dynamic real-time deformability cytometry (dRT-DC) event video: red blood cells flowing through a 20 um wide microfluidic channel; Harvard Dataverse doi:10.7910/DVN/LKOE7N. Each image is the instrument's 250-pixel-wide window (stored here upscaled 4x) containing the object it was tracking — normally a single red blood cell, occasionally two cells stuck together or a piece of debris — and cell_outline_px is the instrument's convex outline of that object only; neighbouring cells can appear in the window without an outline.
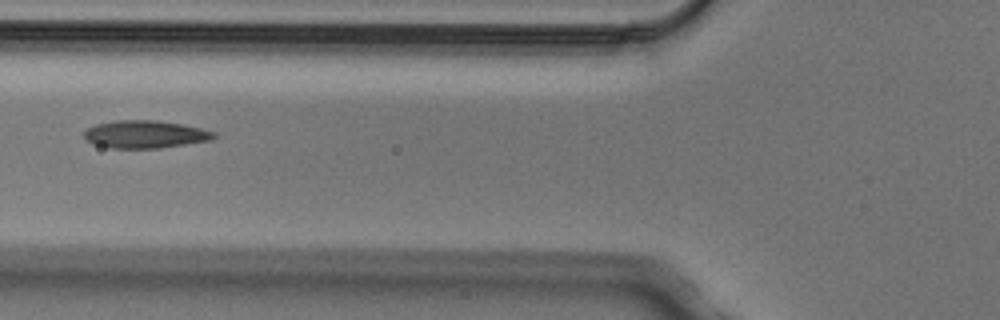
{"species": "Egyptian fruit bat (a non-hibernating species)", "species_latin": "Rousettus aegyptiacus", "temperature_condition": "cold", "stored_images_in_passage": 5, "camera_frame_rate_fps": 3000, "um_per_image_px": 0.085, "animal": {"sex": "male"}, "frame": {"image": 1, "passage_image": 5, "time_ms": 1.333, "image_size_px": [1000, 320], "cell_outline_px": [[216, 136], [212, 140], [160, 148], [112, 148], [92, 144], [84, 136], [84, 132], [88, 128], [96, 124], [116, 120], [156, 120], [184, 124], [216, 132]], "centroid_in_image_um": [12.36, 11.41], "position_along_channel_um": 113.4, "area_um2": 20.98}}